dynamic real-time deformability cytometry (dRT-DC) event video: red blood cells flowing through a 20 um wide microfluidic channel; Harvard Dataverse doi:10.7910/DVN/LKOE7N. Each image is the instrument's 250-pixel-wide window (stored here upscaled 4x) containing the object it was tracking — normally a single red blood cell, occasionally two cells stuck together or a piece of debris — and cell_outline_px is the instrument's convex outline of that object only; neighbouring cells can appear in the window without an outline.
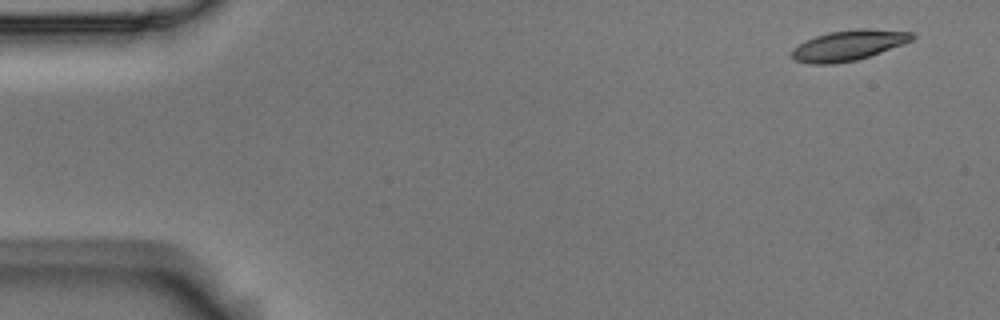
{"species": "Egyptian fruit bat (a non-hibernating species)", "species_latin": "Rousettus aegyptiacus", "temperature_condition": "room temperature", "stored_images_in_passage": 4, "camera_frame_rate_fps": 3000, "um_per_image_px": 0.085, "animal": {"sex": "male"}, "frame": {"image": 1, "passage_image": 1, "time_ms": 0.0, "image_size_px": [1000, 320], "cell_outline_px": [[916, 36], [912, 40], [880, 52], [856, 60], [836, 64], [812, 64], [796, 60], [792, 56], [792, 48], [816, 36], [828, 32], [860, 28], [864, 28], [912, 32]], "centroid_in_image_um": [72.12, 3.85], "position_along_channel_um": 12.9, "area_um2": 20.98}}
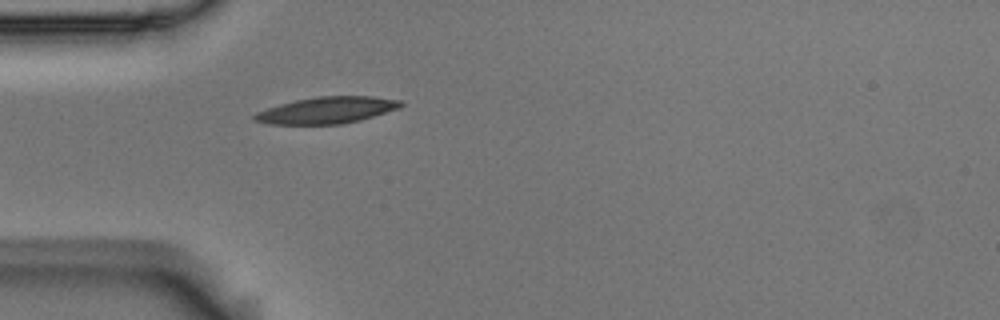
{"frame": {"image": 2, "passage_image": 4, "time_ms": 1.0, "image_size_px": [1000, 320], "cell_outline_px": [[404, 104], [400, 108], [360, 120], [344, 124], [268, 124], [252, 120], [252, 116], [256, 112], [280, 104], [296, 100], [316, 96], [372, 96], [400, 100]], "centroid_in_image_um": [27.78, 9.37], "position_along_channel_um": 57.2, "area_um2": 22.72}}